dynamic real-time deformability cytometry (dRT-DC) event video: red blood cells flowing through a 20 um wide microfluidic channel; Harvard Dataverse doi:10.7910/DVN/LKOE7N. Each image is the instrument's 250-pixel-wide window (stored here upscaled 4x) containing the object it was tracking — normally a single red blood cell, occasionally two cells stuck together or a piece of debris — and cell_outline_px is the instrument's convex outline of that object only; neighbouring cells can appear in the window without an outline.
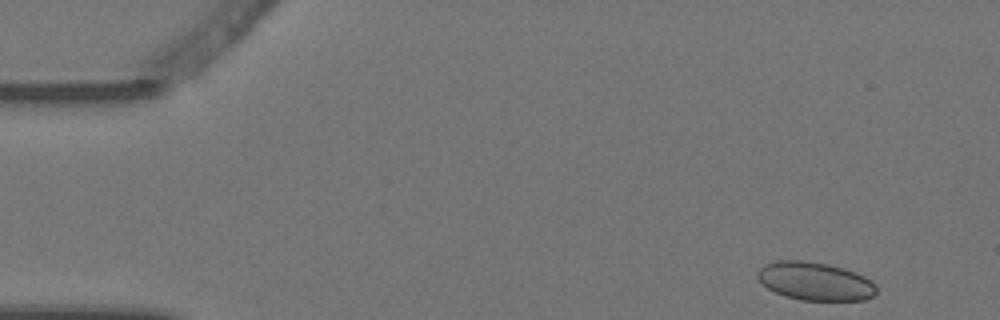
{"species": "Egyptian fruit bat (a non-hibernating species)", "species_latin": "Rousettus aegyptiacus", "temperature_condition": "warm", "stored_images_in_passage": 4, "camera_frame_rate_fps": 3000, "um_per_image_px": 0.085, "animal": {"sex": "female"}, "frame": {"image": 1, "passage_image": 1, "time_ms": 0.0, "image_size_px": [1000, 320], "cell_outline_px": [[876, 292], [872, 296], [864, 300], [800, 300], [784, 296], [768, 288], [756, 276], [756, 272], [764, 264], [776, 260], [804, 260], [828, 264], [844, 268], [856, 272], [872, 280], [876, 284]], "centroid_in_image_um": [69.28, 23.89], "position_along_channel_um": 15.7, "area_um2": 26.65}}
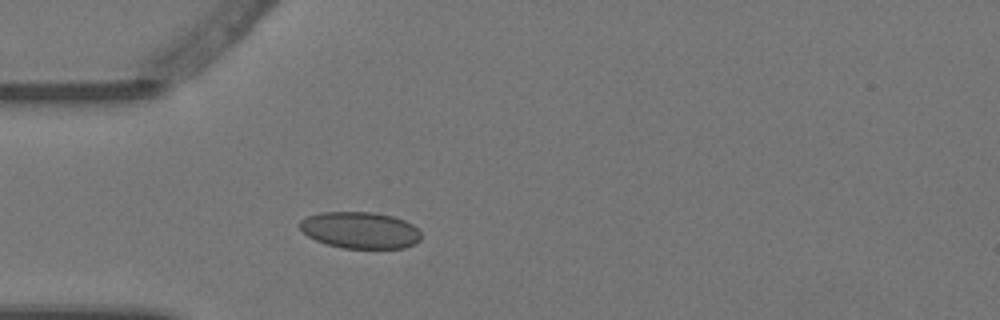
{"frame": {"image": 2, "passage_image": 4, "time_ms": 1.0, "image_size_px": [1000, 320], "cell_outline_px": [[420, 240], [404, 248], [344, 248], [328, 244], [316, 240], [308, 236], [300, 228], [300, 220], [308, 216], [320, 212], [372, 212], [392, 216], [404, 220], [412, 224], [420, 232]], "centroid_in_image_um": [30.6, 19.56], "position_along_channel_um": 54.4, "area_um2": 25.66}}